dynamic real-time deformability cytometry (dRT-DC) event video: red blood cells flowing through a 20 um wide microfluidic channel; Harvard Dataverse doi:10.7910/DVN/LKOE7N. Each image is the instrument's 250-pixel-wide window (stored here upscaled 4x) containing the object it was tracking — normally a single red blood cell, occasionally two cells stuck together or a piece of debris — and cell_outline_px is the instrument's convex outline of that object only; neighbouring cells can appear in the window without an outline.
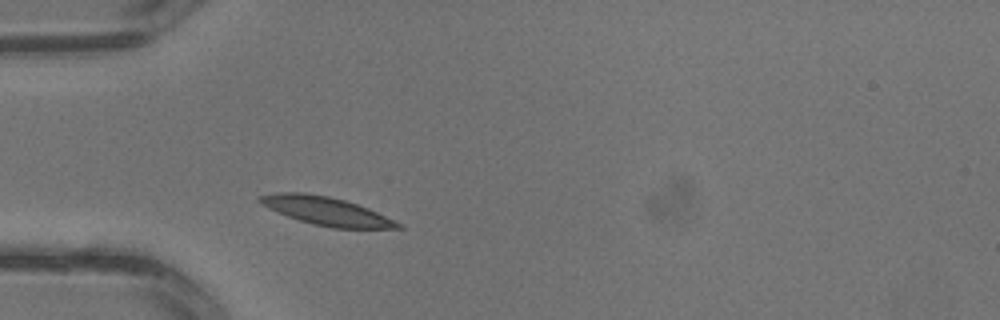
{"species": "common noctule bat (a hibernating species)", "species_latin": "Nyctalus noctula", "temperature_condition": "warm", "stored_images_in_passage": 1, "camera_frame_rate_fps": 3000, "um_per_image_px": 0.085, "animal": {"sex": "male", "body_mass_g": 13.3}, "frame": {"image": 1, "passage_image": 1, "time_ms": 0.0, "image_size_px": [1000, 320], "cell_outline_px": [[404, 228], [332, 228], [312, 224], [288, 216], [268, 208], [260, 204], [256, 200], [256, 196], [276, 192], [304, 192], [328, 196], [344, 200], [368, 208], [404, 224]], "centroid_in_image_um": [27.7, 17.93], "position_along_channel_um": 57.3, "area_um2": 22.83}}